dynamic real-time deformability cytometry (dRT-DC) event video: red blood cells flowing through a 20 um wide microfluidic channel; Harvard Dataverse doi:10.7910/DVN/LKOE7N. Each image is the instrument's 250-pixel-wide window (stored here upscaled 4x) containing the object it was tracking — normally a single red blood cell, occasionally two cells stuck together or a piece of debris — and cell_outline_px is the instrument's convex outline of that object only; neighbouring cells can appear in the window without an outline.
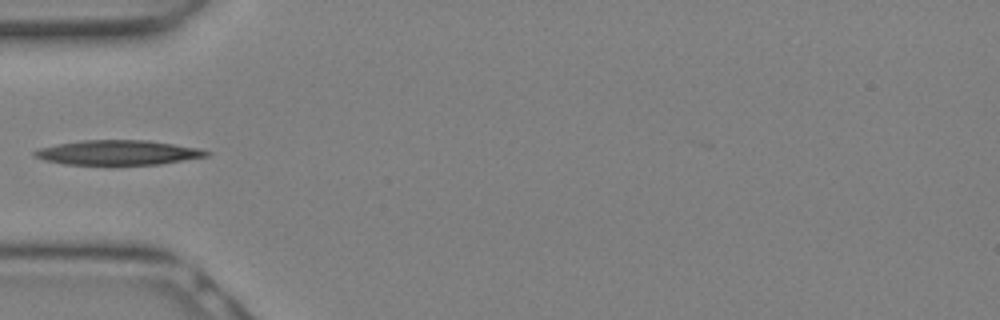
{"species": "Egyptian fruit bat (a non-hibernating species)", "species_latin": "Rousettus aegyptiacus", "temperature_condition": "warm", "stored_images_in_passage": 2, "camera_frame_rate_fps": 3000, "um_per_image_px": 0.085, "animal": {"sex": "female"}, "frame": {"image": 1, "passage_image": 1, "time_ms": 0.0, "image_size_px": [1000, 320], "cell_outline_px": [[212, 152], [208, 156], [160, 164], [64, 164], [44, 160], [36, 156], [32, 152], [40, 148], [60, 144], [84, 140], [148, 140], [200, 148]], "centroid_in_image_um": [10.09, 12.96], "position_along_channel_um": 74.9, "area_um2": 24.45}}